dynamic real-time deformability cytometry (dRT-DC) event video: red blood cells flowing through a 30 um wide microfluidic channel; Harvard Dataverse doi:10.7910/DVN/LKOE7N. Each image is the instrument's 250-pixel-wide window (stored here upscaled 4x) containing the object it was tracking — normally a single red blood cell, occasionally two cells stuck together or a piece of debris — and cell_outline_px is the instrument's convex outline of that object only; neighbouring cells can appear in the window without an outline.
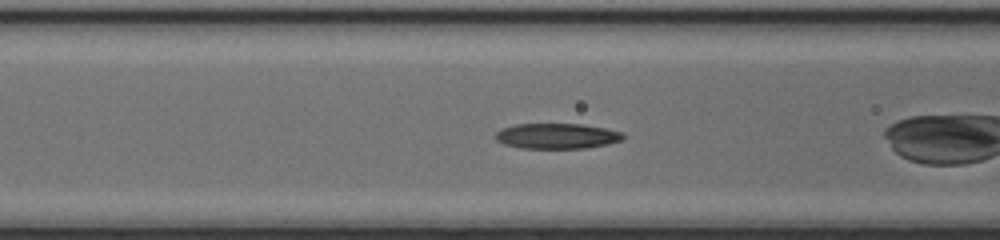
{"species": "common noctule bat (a hibernating species)", "species_latin": "Nyctalus noctula", "temperature_condition": "cold", "stored_images_in_passage": 42, "camera_frame_rate_fps": 3000, "um_per_image_px": 0.085, "animal": {"sex": "female", "body_mass_g": 17.0, "forearm_length_mm": 48.0}, "frame": {"image": 1, "passage_image": 13, "time_ms": 4.0, "image_size_px": [1000, 240], "cell_outline_px": [[624, 140], [608, 144], [588, 148], [520, 148], [504, 144], [496, 140], [492, 136], [500, 128], [516, 124], [580, 124], [604, 128], [624, 132]], "centroid_in_image_um": [47.32, 11.56], "position_along_channel_um": 119.3, "area_um2": 19.13}}
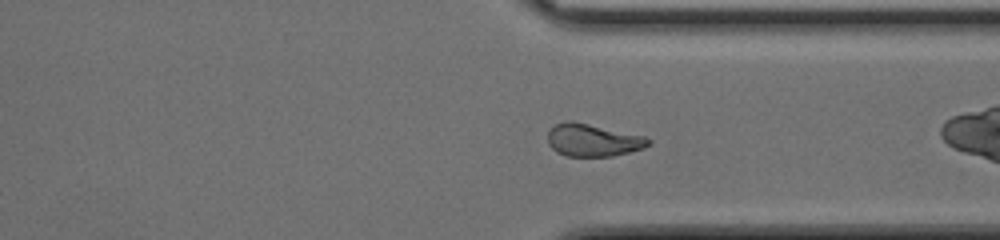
{"frame": {"image": 2, "passage_image": 30, "time_ms": 9.667, "image_size_px": [1000, 240], "cell_outline_px": [[652, 140], [644, 148], [612, 156], [564, 156], [556, 152], [548, 144], [548, 132], [556, 124], [564, 120], [572, 120], [644, 136]], "centroid_in_image_um": [50.36, 11.91], "position_along_channel_um": 361.0, "area_um2": 19.07}}
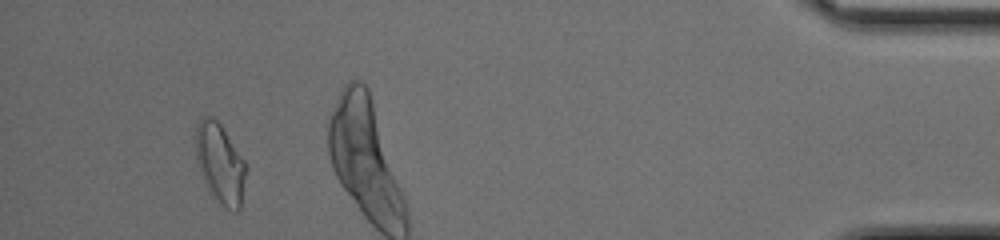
{"frame": {"image": 3, "passage_image": 39, "time_ms": 12.667, "image_size_px": [1000, 240], "cell_outline_px": [[248, 168], [240, 208], [236, 212], [232, 212], [224, 208], [208, 192], [200, 172], [196, 156], [196, 128], [200, 120], [204, 116], [212, 116], [220, 124], [244, 160]], "centroid_in_image_um": [18.72, 13.96], "position_along_channel_um": 416.5, "area_um2": 23.58}, "authors_computed_cell_mechanics": {"area_um2": 19.9988, "velocity_mm_per_s": 4.2729, "shape_relaxation_time_tau1_ms": 7.3698, "shape_relaxation_time_tau2_ms": 3.3756, "deformation_change_tau1": 0.2516, "deformation_change_tau2": 0.1196}}